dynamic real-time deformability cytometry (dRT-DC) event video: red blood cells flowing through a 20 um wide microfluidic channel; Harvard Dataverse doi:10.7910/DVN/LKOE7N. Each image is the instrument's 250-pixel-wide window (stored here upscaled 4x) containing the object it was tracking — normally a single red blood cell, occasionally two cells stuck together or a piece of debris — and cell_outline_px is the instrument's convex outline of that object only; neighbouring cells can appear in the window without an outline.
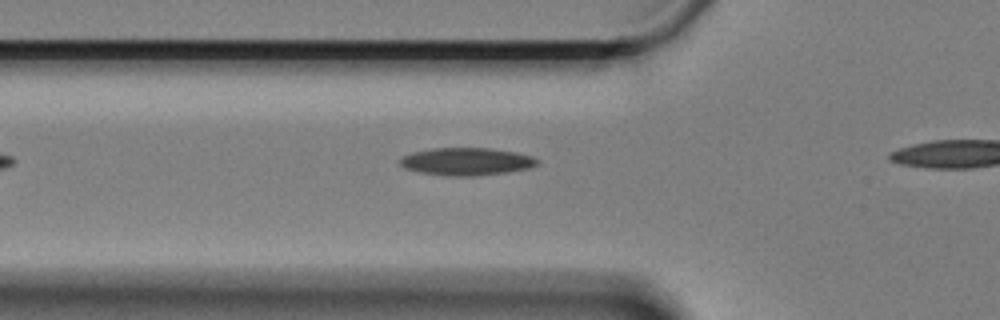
{"species": "Egyptian fruit bat (a non-hibernating species)", "species_latin": "Rousettus aegyptiacus", "temperature_condition": "cold", "stored_images_in_passage": 10, "camera_frame_rate_fps": 3000, "um_per_image_px": 0.085, "animal": {"sex": "female"}, "frame": {"image": 1, "passage_image": 2, "time_ms": 0.333, "image_size_px": [1000, 320], "cell_outline_px": [[540, 160], [536, 164], [528, 168], [508, 172], [476, 176], [448, 176], [420, 172], [404, 168], [400, 164], [400, 160], [404, 156], [412, 152], [432, 148], [488, 148], [516, 152], [532, 156]], "centroid_in_image_um": [39.65, 13.73], "position_along_channel_um": 86.1, "area_um2": 22.02}}
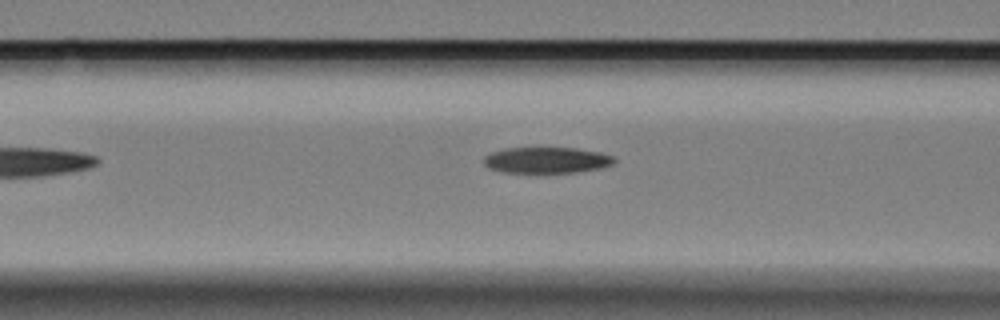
{"frame": {"image": 2, "passage_image": 5, "time_ms": 1.333, "image_size_px": [1000, 320], "cell_outline_px": [[616, 160], [612, 164], [604, 168], [580, 172], [500, 172], [488, 168], [484, 164], [484, 156], [492, 152], [504, 148], [576, 148], [600, 152], [612, 156]], "centroid_in_image_um": [46.47, 13.61], "position_along_channel_um": 120.1, "area_um2": 19.88}}
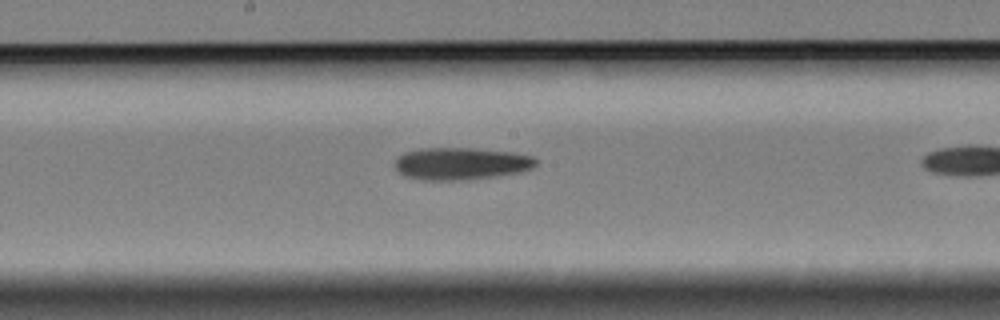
{"frame": {"image": 3, "passage_image": 9, "time_ms": 2.667, "image_size_px": [1000, 320], "cell_outline_px": [[536, 164], [532, 168], [520, 172], [472, 180], [420, 180], [404, 176], [396, 168], [396, 160], [400, 156], [408, 152], [420, 148], [464, 148], [508, 152], [532, 156], [536, 160]], "centroid_in_image_um": [39.18, 13.93], "position_along_channel_um": 209.0, "area_um2": 26.24}}